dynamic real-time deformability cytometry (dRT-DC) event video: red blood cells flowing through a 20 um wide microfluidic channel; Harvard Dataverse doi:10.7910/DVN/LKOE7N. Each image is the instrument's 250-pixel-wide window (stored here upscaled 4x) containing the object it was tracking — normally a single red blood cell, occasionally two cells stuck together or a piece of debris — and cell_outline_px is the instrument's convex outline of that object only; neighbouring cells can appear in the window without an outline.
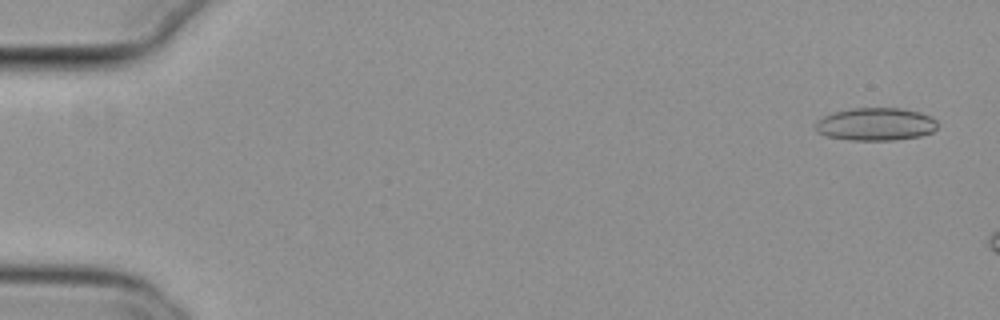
{"species": "common noctule bat (a hibernating species)", "species_latin": "Nyctalus noctula", "temperature_condition": "cold", "stored_images_in_passage": 6, "camera_frame_rate_fps": 3000, "um_per_image_px": 0.085, "animal": {"sex": "female", "body_mass_g": 29.2, "forearm_length_mm": 56.3}, "frame": {"image": 1, "passage_image": 1, "time_ms": 0.0, "image_size_px": [1000, 320], "cell_outline_px": [[936, 128], [932, 132], [920, 136], [896, 140], [852, 140], [828, 136], [816, 132], [816, 124], [824, 116], [832, 112], [852, 108], [900, 108], [920, 112], [932, 116], [936, 120]], "centroid_in_image_um": [74.46, 10.55], "position_along_channel_um": 10.5, "area_um2": 23.29}}